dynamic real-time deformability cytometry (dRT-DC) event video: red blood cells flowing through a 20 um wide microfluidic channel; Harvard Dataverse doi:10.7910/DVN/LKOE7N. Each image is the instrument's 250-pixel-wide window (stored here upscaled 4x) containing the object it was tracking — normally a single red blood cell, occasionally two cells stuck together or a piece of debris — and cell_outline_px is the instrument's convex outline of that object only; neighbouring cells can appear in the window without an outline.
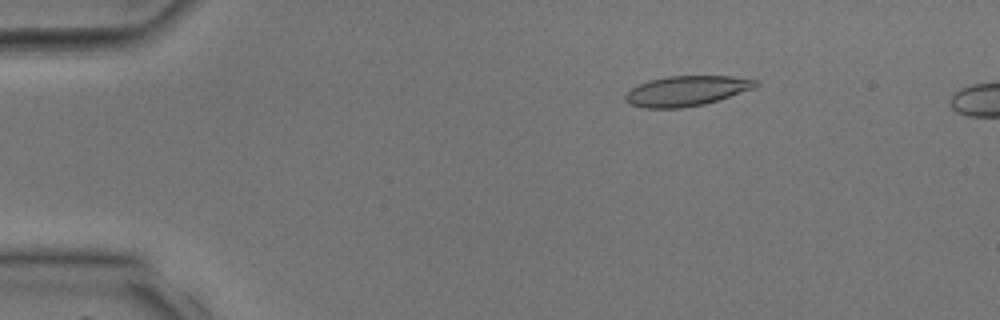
{"species": "common noctule bat (a hibernating species)", "species_latin": "Nyctalus noctula", "temperature_condition": "room temperature", "stored_images_in_passage": 14, "camera_frame_rate_fps": 3000, "um_per_image_px": 0.085, "animal": {"sex": "male", "body_mass_g": 17.9, "forearm_length_mm": 54.2}, "frame": {"image": 1, "passage_image": 1, "time_ms": 0.0, "image_size_px": [1000, 320], "cell_outline_px": [[760, 84], [756, 88], [704, 104], [680, 108], [644, 108], [628, 104], [624, 100], [624, 96], [636, 84], [648, 80], [668, 76], [732, 76], [760, 80]], "centroid_in_image_um": [58.36, 7.72], "position_along_channel_um": 26.6, "area_um2": 23.12}}
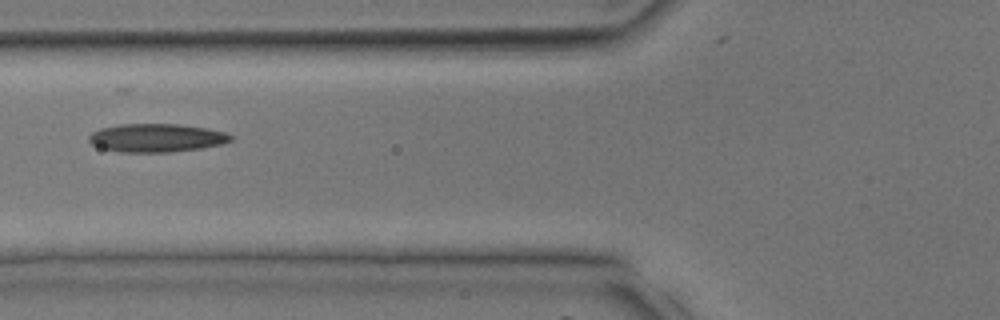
{"frame": {"image": 2, "passage_image": 10, "time_ms": 3.0, "image_size_px": [1000, 320], "cell_outline_px": [[232, 140], [224, 144], [200, 148], [172, 152], [120, 152], [100, 148], [92, 144], [88, 140], [88, 136], [92, 132], [100, 128], [120, 124], [176, 124], [204, 128], [224, 132], [232, 136]], "centroid_in_image_um": [13.26, 11.72], "position_along_channel_um": 112.5, "area_um2": 23.41}}
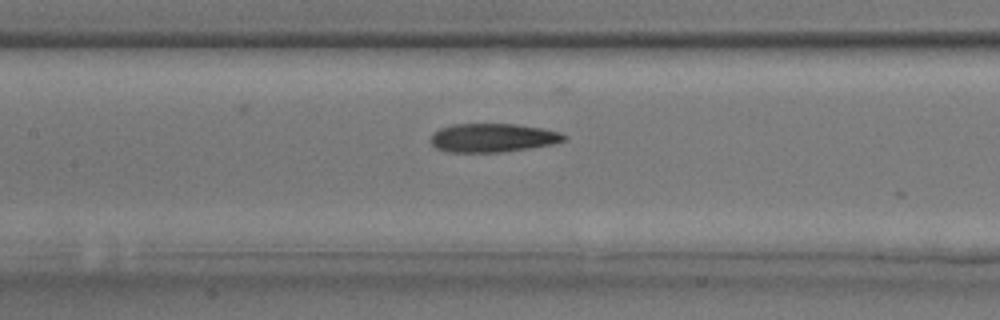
{"frame": {"image": 3, "passage_image": 13, "time_ms": 4.0, "image_size_px": [1000, 320], "cell_outline_px": [[568, 140], [552, 144], [528, 148], [500, 152], [444, 152], [436, 148], [432, 144], [432, 132], [440, 128], [452, 124], [516, 124], [544, 128], [560, 132], [568, 136]], "centroid_in_image_um": [41.9, 11.71], "position_along_channel_um": 165.5, "area_um2": 22.43}}